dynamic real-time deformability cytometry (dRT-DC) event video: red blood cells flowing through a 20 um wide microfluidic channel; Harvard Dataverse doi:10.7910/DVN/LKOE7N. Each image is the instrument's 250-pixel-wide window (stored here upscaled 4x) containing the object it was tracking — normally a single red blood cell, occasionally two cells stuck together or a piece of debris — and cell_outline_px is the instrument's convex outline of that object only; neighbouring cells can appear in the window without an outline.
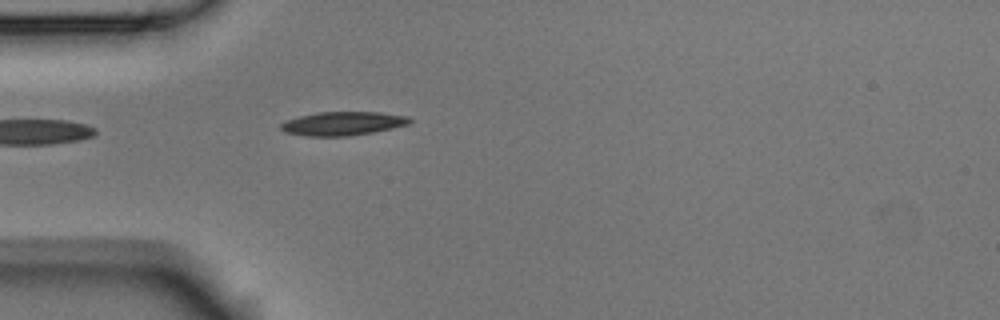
{"species": "Egyptian fruit bat (a non-hibernating species)", "species_latin": "Rousettus aegyptiacus", "temperature_condition": "room temperature", "stored_images_in_passage": 5, "segment_of_instrument_passage": [2, 2], "camera_frame_rate_fps": 3000, "um_per_image_px": 0.085, "animal": {"sex": "male"}, "frame": {"image": 1, "passage_image": 5, "time_ms": 1.333, "image_size_px": [1000, 320], "cell_outline_px": [[412, 120], [408, 124], [392, 128], [372, 132], [348, 136], [308, 136], [284, 132], [280, 128], [280, 124], [288, 120], [300, 116], [316, 112], [380, 112], [408, 116]], "centroid_in_image_um": [29.14, 10.49], "position_along_channel_um": 55.9, "area_um2": 17.69}}